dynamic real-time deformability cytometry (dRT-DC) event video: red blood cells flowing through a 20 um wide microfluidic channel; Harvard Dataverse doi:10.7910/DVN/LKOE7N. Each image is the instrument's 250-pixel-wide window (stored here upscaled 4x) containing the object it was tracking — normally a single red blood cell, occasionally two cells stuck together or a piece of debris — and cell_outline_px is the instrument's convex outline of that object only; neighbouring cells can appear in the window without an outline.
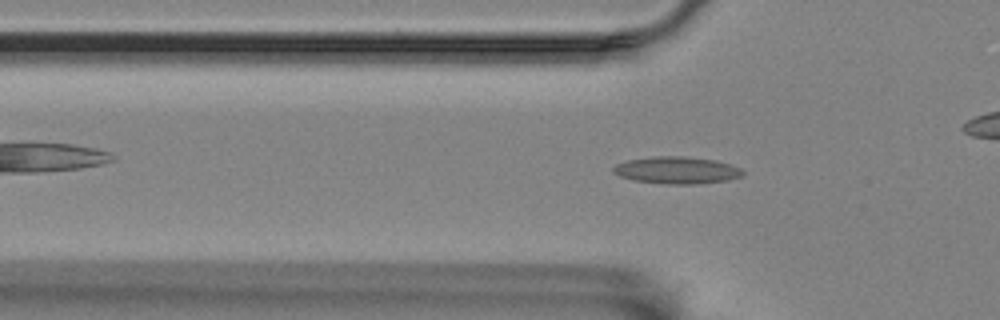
{"species": "Egyptian fruit bat (a non-hibernating species)", "species_latin": "Rousettus aegyptiacus", "temperature_condition": "room temperature", "stored_images_in_passage": 35, "camera_frame_rate_fps": 3000, "um_per_image_px": 0.085, "animal": {"sex": "female"}, "frame": {"image": 1, "passage_image": 3, "time_ms": 0.667, "image_size_px": [1000, 320], "cell_outline_px": [[744, 176], [728, 180], [696, 184], [668, 184], [632, 180], [620, 176], [612, 172], [612, 168], [616, 164], [628, 160], [652, 156], [684, 156], [716, 160], [740, 168], [744, 172]], "centroid_in_image_um": [57.52, 14.47], "position_along_channel_um": 68.3, "area_um2": 20.52}}
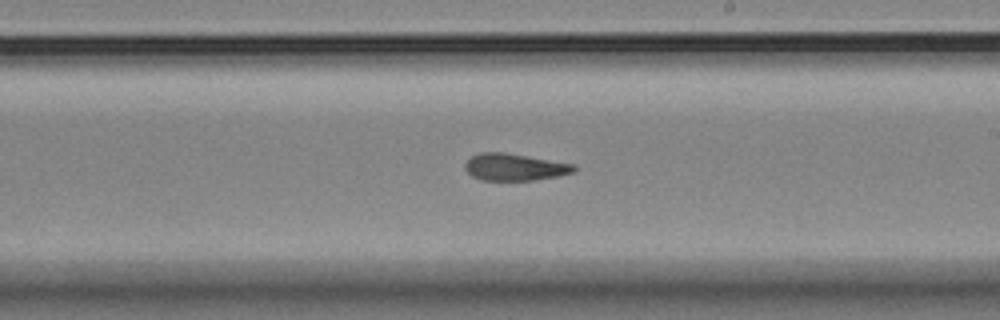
{"frame": {"image": 2, "passage_image": 18, "time_ms": 5.667, "image_size_px": [1000, 320], "cell_outline_px": [[576, 168], [572, 172], [556, 176], [532, 180], [480, 180], [472, 176], [464, 168], [464, 164], [472, 156], [480, 152], [504, 152], [576, 164]], "centroid_in_image_um": [43.72, 14.19], "position_along_channel_um": 245.3, "area_um2": 17.05}}
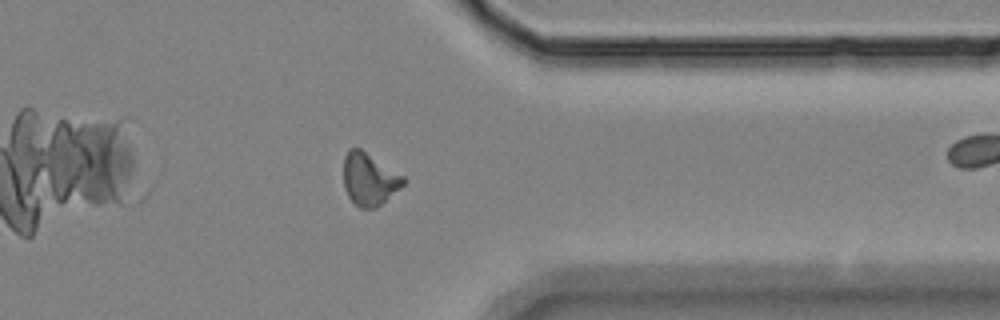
{"frame": {"image": 3, "passage_image": 30, "time_ms": 9.667, "image_size_px": [1000, 320], "cell_outline_px": [[408, 180], [400, 188], [376, 208], [360, 208], [348, 196], [344, 188], [344, 156], [348, 148], [360, 148], [404, 176]], "centroid_in_image_um": [31.39, 15.22], "position_along_channel_um": 380.0, "area_um2": 18.21}, "authors_computed_cell_mechanics": {"area_um2": 17.8602, "velocity_mm_per_s": 3.5241, "shape_relaxation_time_tau1_ms": null, "shape_relaxation_time_tau2_ms": 2.9814, "deformation_change_tau1": null, "deformation_change_tau2": 0.112}}